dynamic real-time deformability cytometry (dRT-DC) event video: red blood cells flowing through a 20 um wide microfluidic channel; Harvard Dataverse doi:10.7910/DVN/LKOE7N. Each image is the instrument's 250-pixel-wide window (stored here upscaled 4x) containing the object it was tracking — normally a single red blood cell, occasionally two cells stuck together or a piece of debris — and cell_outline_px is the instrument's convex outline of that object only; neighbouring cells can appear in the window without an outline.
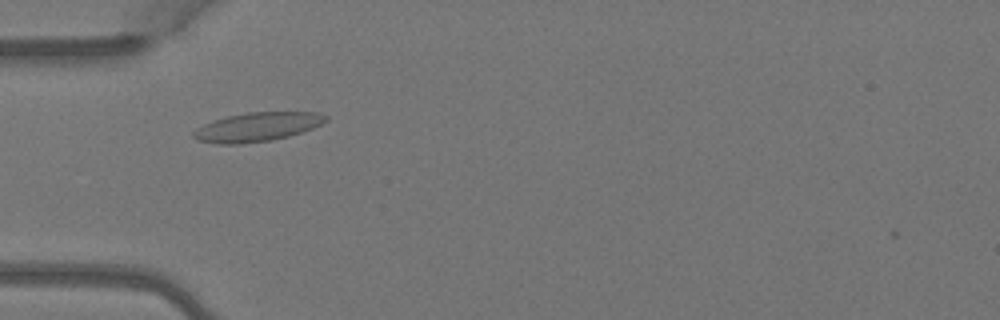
{"species": "Egyptian fruit bat (a non-hibernating species)", "species_latin": "Rousettus aegyptiacus", "temperature_condition": "warm", "stored_images_in_passage": 4, "camera_frame_rate_fps": 3000, "um_per_image_px": 0.085, "animal": {"sex": "female"}, "frame": {"image": 1, "passage_image": 2, "time_ms": 0.333, "image_size_px": [1000, 320], "cell_outline_px": [[328, 120], [312, 128], [288, 136], [272, 140], [240, 144], [220, 144], [196, 140], [192, 136], [192, 132], [196, 128], [212, 120], [228, 116], [248, 112], [316, 112], [328, 116]], "centroid_in_image_um": [21.82, 10.79], "position_along_channel_um": 63.2, "area_um2": 22.31}}
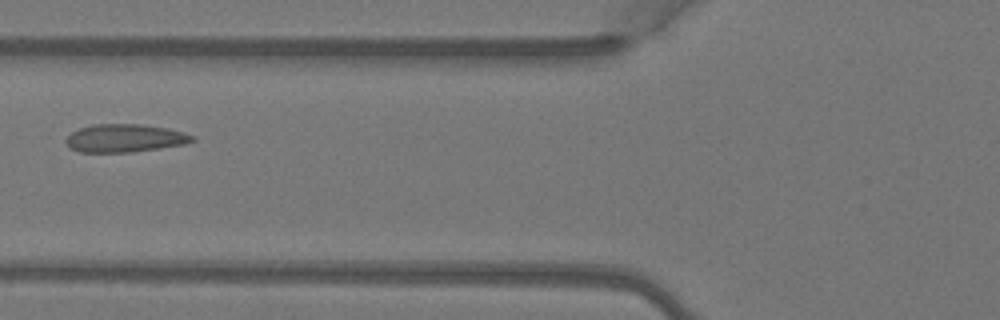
{"frame": {"image": 2, "passage_image": 3, "time_ms": 0.667, "image_size_px": [1000, 320], "cell_outline_px": [[196, 140], [184, 144], [160, 148], [132, 152], [80, 152], [68, 148], [64, 140], [72, 132], [80, 128], [92, 124], [140, 124], [168, 128], [184, 132], [196, 136]], "centroid_in_image_um": [10.61, 11.74], "position_along_channel_um": 115.2, "area_um2": 20.81}}
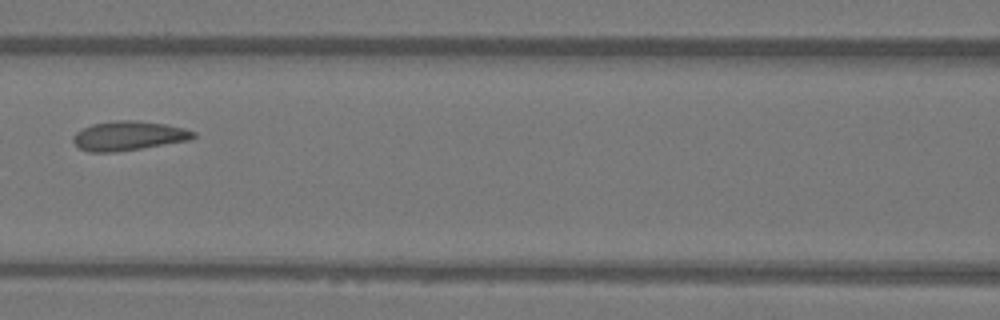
{"frame": {"image": 3, "passage_image": 4, "time_ms": 1.0, "image_size_px": [1000, 320], "cell_outline_px": [[196, 136], [192, 140], [116, 152], [88, 152], [80, 148], [72, 140], [72, 136], [76, 132], [92, 124], [112, 120], [136, 120], [164, 124], [184, 128], [196, 132]], "centroid_in_image_um": [10.94, 11.54], "position_along_channel_um": 155.7, "area_um2": 20.63}}